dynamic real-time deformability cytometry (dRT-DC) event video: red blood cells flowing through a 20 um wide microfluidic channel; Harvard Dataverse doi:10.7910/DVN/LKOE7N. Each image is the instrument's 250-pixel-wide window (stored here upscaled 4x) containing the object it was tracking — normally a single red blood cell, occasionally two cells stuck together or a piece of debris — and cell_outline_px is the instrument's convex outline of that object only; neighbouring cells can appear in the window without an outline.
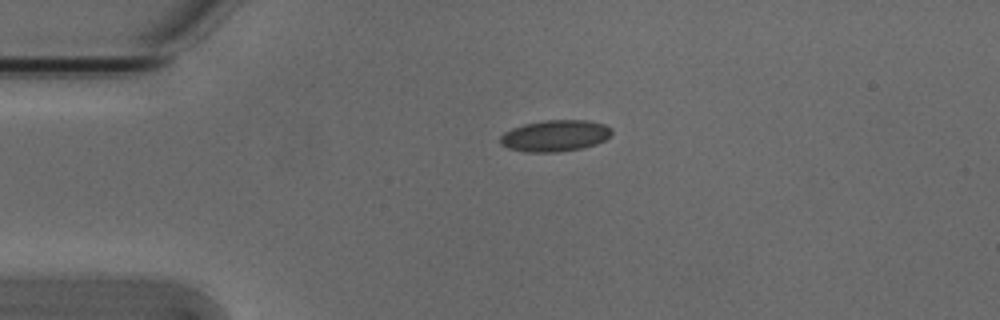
{"species": "Egyptian fruit bat (a non-hibernating species)", "species_latin": "Rousettus aegyptiacus", "temperature_condition": "cold", "stored_images_in_passage": 3, "camera_frame_rate_fps": 3000, "um_per_image_px": 0.085, "animal": {"sex": "male"}, "frame": {"image": 1, "passage_image": 1, "time_ms": 0.0, "image_size_px": [1000, 320], "cell_outline_px": [[612, 132], [604, 140], [596, 144], [580, 148], [560, 152], [524, 152], [508, 148], [500, 144], [500, 136], [504, 132], [512, 128], [524, 124], [544, 120], [588, 120], [604, 124], [612, 128]], "centroid_in_image_um": [47.16, 11.54], "position_along_channel_um": 37.8, "area_um2": 20.46}}